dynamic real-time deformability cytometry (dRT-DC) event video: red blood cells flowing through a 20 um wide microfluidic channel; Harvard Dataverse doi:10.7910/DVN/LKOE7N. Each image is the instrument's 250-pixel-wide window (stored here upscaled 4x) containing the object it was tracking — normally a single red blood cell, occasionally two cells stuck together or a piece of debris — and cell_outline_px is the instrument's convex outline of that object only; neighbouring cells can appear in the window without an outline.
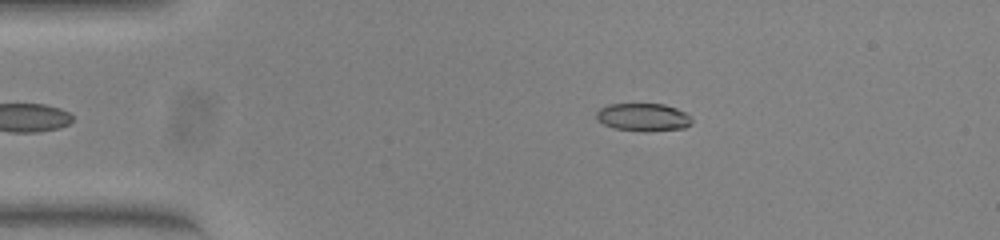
{"species": "common noctule bat (a hibernating species)", "species_latin": "Nyctalus noctula", "temperature_condition": "warm", "stored_images_in_passage": 37, "camera_frame_rate_fps": 3000, "um_per_image_px": 0.085, "animal": {"sex": "female", "body_mass_g": 23.0, "forearm_length_mm": 53.4}, "frame": {"image": 1, "passage_image": 2, "time_ms": 0.333, "image_size_px": [1000, 240], "cell_outline_px": [[692, 124], [684, 128], [648, 132], [644, 132], [616, 128], [604, 124], [596, 120], [596, 112], [600, 108], [608, 104], [664, 104], [676, 108], [684, 112], [692, 120]], "centroid_in_image_um": [54.66, 9.97], "position_along_channel_um": 30.3, "area_um2": 15.55}}
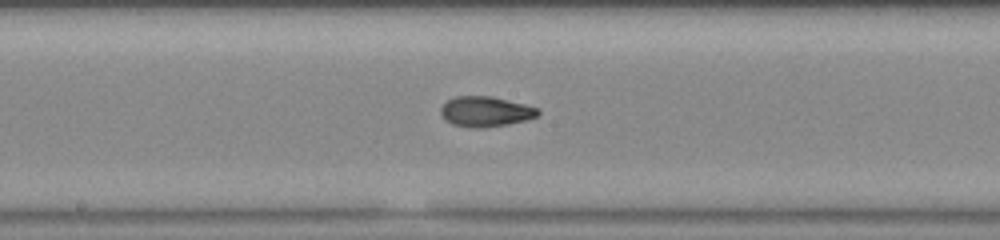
{"frame": {"image": 2, "passage_image": 20, "time_ms": 6.333, "image_size_px": [1000, 240], "cell_outline_px": [[540, 112], [536, 116], [524, 120], [508, 124], [484, 128], [468, 128], [452, 124], [444, 120], [440, 112], [440, 108], [448, 100], [456, 96], [492, 96], [540, 108]], "centroid_in_image_um": [41.24, 9.49], "position_along_channel_um": 207.0, "area_um2": 17.22}}
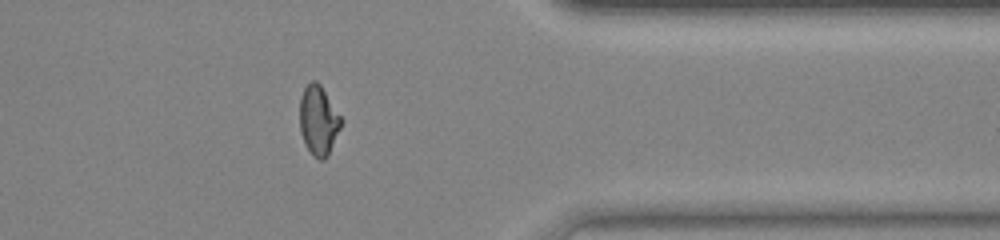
{"frame": {"image": 3, "passage_image": 35, "time_ms": 11.333, "image_size_px": [1000, 240], "cell_outline_px": [[344, 120], [328, 156], [324, 160], [320, 160], [312, 156], [304, 144], [300, 132], [300, 96], [304, 88], [312, 80], [316, 80], [320, 84]], "centroid_in_image_um": [27.08, 10.26], "position_along_channel_um": 384.3, "area_um2": 17.05}, "authors_computed_cell_mechanics": {"area_um2": 16.6464, "velocity_mm_per_s": 3.8345, "shape_relaxation_time_tau1_ms": null, "shape_relaxation_time_tau2_ms": 1.5395, "deformation_change_tau1": null, "deformation_change_tau2": 0.0683}}